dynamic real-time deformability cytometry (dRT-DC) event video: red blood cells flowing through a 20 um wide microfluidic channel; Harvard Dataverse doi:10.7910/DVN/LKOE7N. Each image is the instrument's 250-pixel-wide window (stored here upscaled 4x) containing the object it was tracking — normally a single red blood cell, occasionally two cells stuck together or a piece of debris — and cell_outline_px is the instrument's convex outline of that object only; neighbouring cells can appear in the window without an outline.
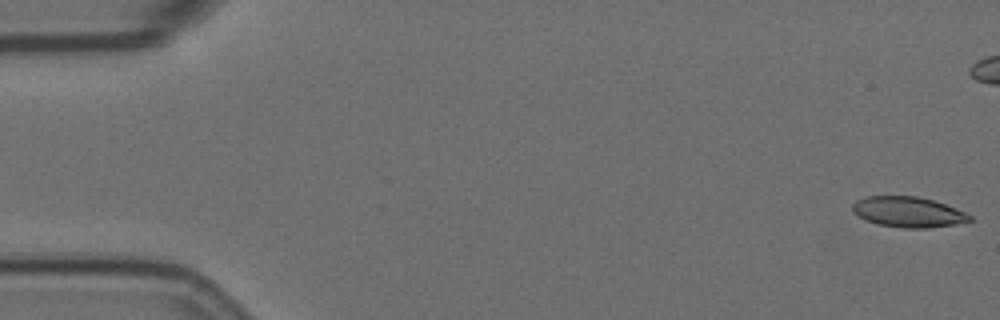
{"species": "Egyptian fruit bat (a non-hibernating species)", "species_latin": "Rousettus aegyptiacus", "temperature_condition": "room temperature", "stored_images_in_passage": 58, "camera_frame_rate_fps": 3000, "um_per_image_px": 0.085, "animal": {"sex": "female"}, "frame": {"image": 1, "passage_image": 1, "time_ms": 0.0, "image_size_px": [1000, 320], "cell_outline_px": [[972, 220], [956, 224], [928, 228], [904, 228], [876, 224], [864, 220], [852, 212], [852, 204], [856, 200], [864, 196], [916, 196], [932, 200], [956, 208], [972, 216]], "centroid_in_image_um": [77.14, 18.02], "position_along_channel_um": 7.9, "area_um2": 20.92}}
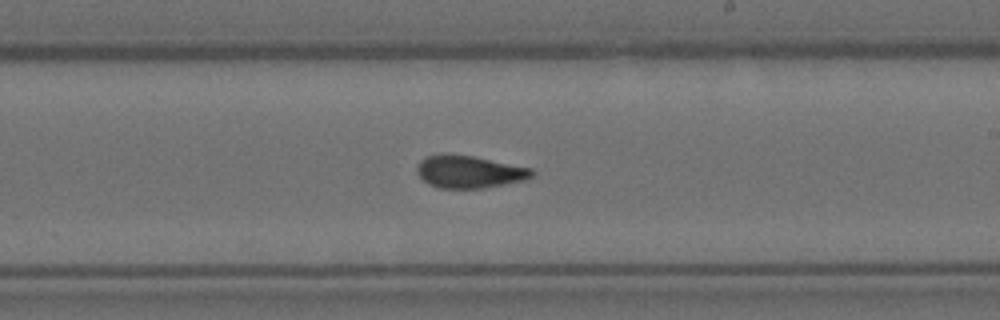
{"frame": {"image": 2, "passage_image": 33, "time_ms": 10.667, "image_size_px": [1000, 320], "cell_outline_px": [[536, 172], [528, 180], [480, 188], [440, 188], [428, 184], [416, 172], [416, 168], [420, 160], [424, 156], [472, 156], [532, 168]], "centroid_in_image_um": [39.93, 14.63], "position_along_channel_um": 249.1, "area_um2": 21.33}}
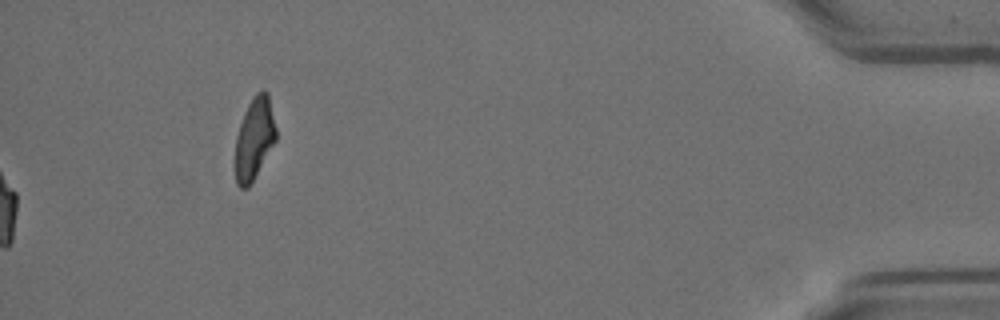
{"frame": {"image": 3, "passage_image": 58, "time_ms": 19.0, "image_size_px": [1000, 320], "cell_outline_px": [[276, 140], [248, 188], [240, 188], [236, 184], [236, 136], [244, 112], [248, 104], [256, 92], [264, 88], [268, 92], [276, 128]], "centroid_in_image_um": [21.63, 11.73], "position_along_channel_um": 413.6, "area_um2": 19.31}, "authors_computed_cell_mechanics": {"area_um2": 21.6461, "velocity_mm_per_s": 3.5664, "shape_relaxation_time_tau1_ms": 9.4947, "shape_relaxation_time_tau2_ms": 2.2102, "deformation_change_tau1": 0.2132, "deformation_change_tau2": 0.0765}}